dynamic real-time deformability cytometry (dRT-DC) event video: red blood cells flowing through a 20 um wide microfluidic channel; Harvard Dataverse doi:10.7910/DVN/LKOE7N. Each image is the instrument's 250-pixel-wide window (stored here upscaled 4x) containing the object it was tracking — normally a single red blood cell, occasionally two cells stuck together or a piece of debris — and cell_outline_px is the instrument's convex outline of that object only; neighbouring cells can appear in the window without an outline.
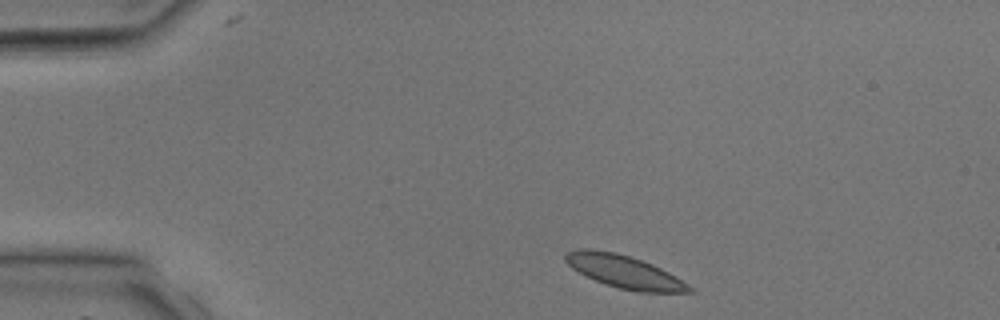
{"species": "common noctule bat (a hibernating species)", "species_latin": "Nyctalus noctula", "temperature_condition": "room temperature", "stored_images_in_passage": 2, "camera_frame_rate_fps": 3000, "um_per_image_px": 0.085, "animal": {"sex": "male", "body_mass_g": 17.9, "forearm_length_mm": 54.2}, "frame": {"image": 1, "passage_image": 1, "time_ms": 0.0, "image_size_px": [1000, 320], "cell_outline_px": [[696, 292], [636, 292], [604, 284], [572, 268], [564, 260], [564, 256], [568, 252], [580, 248], [588, 248], [616, 252], [652, 264], [676, 276], [688, 284]], "centroid_in_image_um": [53.07, 23.09], "position_along_channel_um": 31.9, "area_um2": 23.47}}